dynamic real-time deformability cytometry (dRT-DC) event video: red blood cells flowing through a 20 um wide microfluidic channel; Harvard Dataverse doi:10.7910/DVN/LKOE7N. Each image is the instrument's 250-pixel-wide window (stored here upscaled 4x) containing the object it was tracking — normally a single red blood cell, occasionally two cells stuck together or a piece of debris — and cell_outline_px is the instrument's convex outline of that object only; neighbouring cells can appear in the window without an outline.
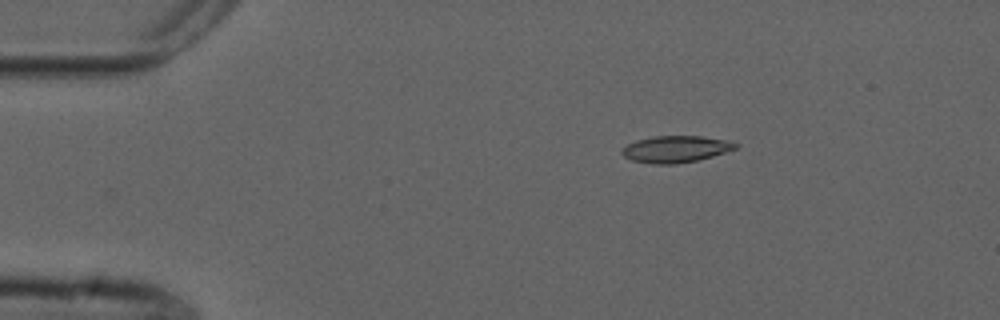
{"species": "common noctule bat (a hibernating species)", "species_latin": "Nyctalus noctula", "temperature_condition": "cold", "stored_images_in_passage": 34, "camera_frame_rate_fps": 3000, "um_per_image_px": 0.085, "animal": {"sex": "male", "forearm_length_mm": 52.5}, "frame": {"image": 1, "passage_image": 1, "time_ms": 0.0, "image_size_px": [1000, 320], "cell_outline_px": [[740, 144], [736, 148], [712, 156], [696, 160], [676, 164], [656, 164], [632, 160], [624, 156], [620, 152], [628, 144], [636, 140], [656, 136], [700, 136], [728, 140]], "centroid_in_image_um": [57.44, 12.67], "position_along_channel_um": 27.6, "area_um2": 17.46}}
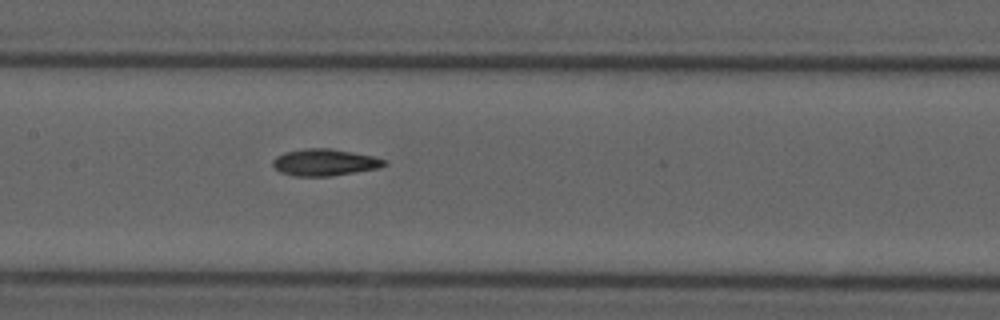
{"frame": {"image": 2, "passage_image": 18, "time_ms": 5.667, "image_size_px": [1000, 320], "cell_outline_px": [[388, 164], [380, 168], [332, 176], [292, 176], [280, 172], [272, 164], [272, 160], [276, 156], [284, 152], [304, 148], [328, 148], [352, 152], [372, 156], [388, 160]], "centroid_in_image_um": [27.6, 13.8], "position_along_channel_um": 179.8, "area_um2": 17.57}}
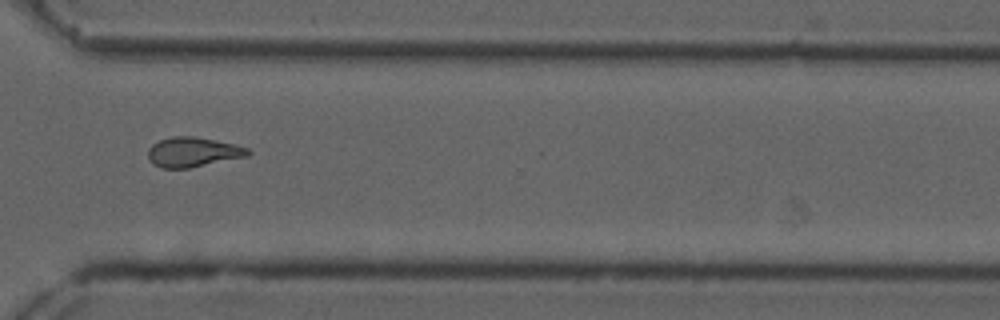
{"frame": {"image": 3, "passage_image": 32, "time_ms": 10.333, "image_size_px": [1000, 320], "cell_outline_px": [[252, 152], [248, 156], [188, 168], [160, 168], [152, 164], [148, 160], [148, 148], [152, 144], [160, 140], [172, 136], [196, 136], [236, 144], [248, 148]], "centroid_in_image_um": [16.39, 12.92], "position_along_channel_um": 354.2, "area_um2": 17.51}, "authors_computed_cell_mechanics": {"area_um2": 17.2533, "velocity_mm_per_s": 3.7506, "shape_relaxation_time_tau1_ms": null, "shape_relaxation_time_tau2_ms": 5.1092, "deformation_change_tau1": null, "deformation_change_tau2": 0.1213}}